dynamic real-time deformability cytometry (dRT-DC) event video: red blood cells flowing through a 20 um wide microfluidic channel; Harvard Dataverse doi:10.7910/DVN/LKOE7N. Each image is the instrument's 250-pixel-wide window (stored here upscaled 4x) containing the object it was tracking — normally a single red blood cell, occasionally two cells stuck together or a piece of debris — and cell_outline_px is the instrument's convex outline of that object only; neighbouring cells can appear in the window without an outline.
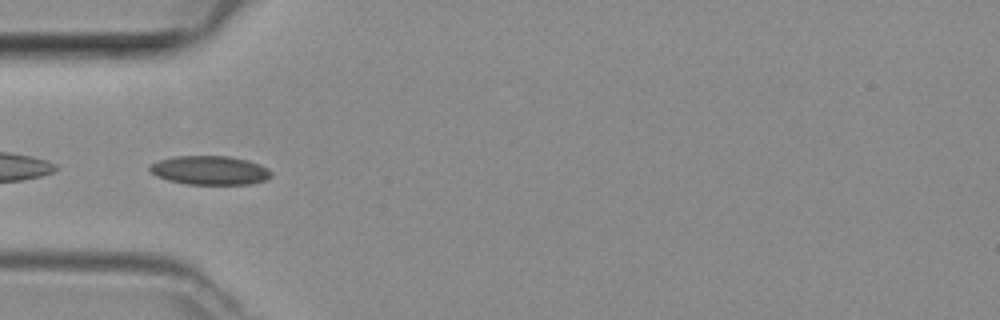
{"species": "common noctule bat (a hibernating species)", "species_latin": "Nyctalus noctula", "temperature_condition": "room temperature", "stored_images_in_passage": 23, "camera_frame_rate_fps": 3000, "um_per_image_px": 0.085, "animal": {"sex": "female", "body_mass_g": 29.2, "forearm_length_mm": 56.3}, "frame": {"image": 1, "passage_image": 1, "time_ms": 0.0, "image_size_px": [1000, 320], "cell_outline_px": [[272, 176], [264, 180], [252, 184], [188, 184], [168, 180], [156, 176], [148, 168], [152, 164], [160, 160], [176, 156], [228, 156], [248, 160], [260, 164], [268, 168], [272, 172]], "centroid_in_image_um": [17.87, 14.47], "position_along_channel_um": 67.1, "area_um2": 20.4}}
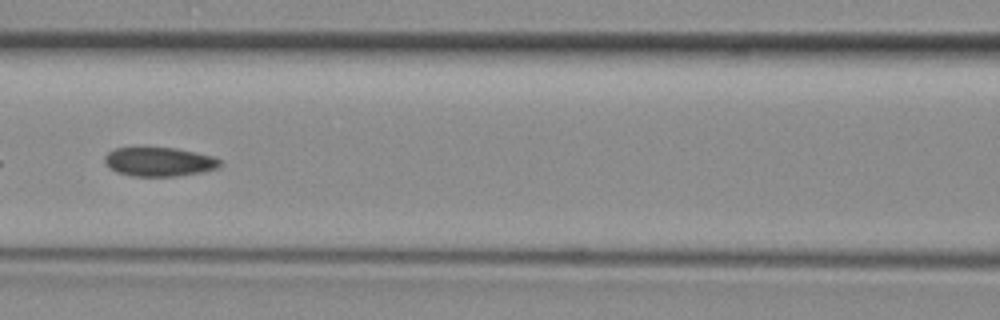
{"frame": {"image": 2, "passage_image": 7, "time_ms": 2.0, "image_size_px": [1000, 320], "cell_outline_px": [[220, 164], [216, 168], [204, 172], [176, 176], [132, 176], [116, 172], [108, 168], [104, 160], [104, 156], [108, 152], [116, 148], [176, 148], [216, 156], [220, 160]], "centroid_in_image_um": [13.53, 13.75], "position_along_channel_um": 153.1, "area_um2": 19.59}}
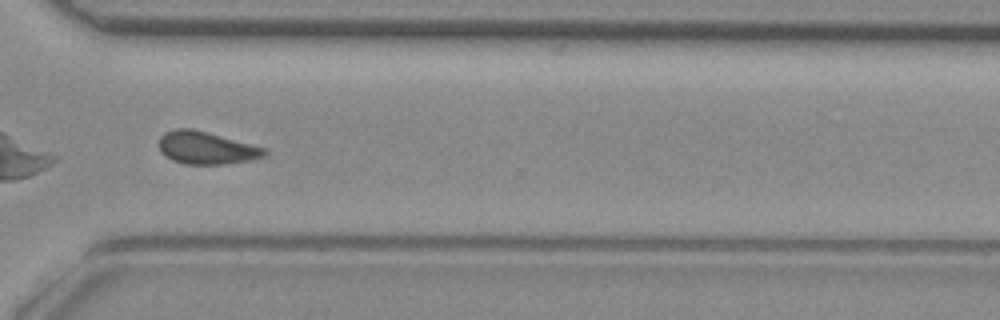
{"frame": {"image": 3, "passage_image": 21, "time_ms": 6.667, "image_size_px": [1000, 320], "cell_outline_px": [[268, 152], [264, 156], [248, 160], [224, 164], [184, 164], [172, 160], [160, 152], [160, 136], [164, 132], [176, 128], [192, 128], [208, 132], [268, 148]], "centroid_in_image_um": [17.54, 12.56], "position_along_channel_um": 353.1, "area_um2": 20.11}}